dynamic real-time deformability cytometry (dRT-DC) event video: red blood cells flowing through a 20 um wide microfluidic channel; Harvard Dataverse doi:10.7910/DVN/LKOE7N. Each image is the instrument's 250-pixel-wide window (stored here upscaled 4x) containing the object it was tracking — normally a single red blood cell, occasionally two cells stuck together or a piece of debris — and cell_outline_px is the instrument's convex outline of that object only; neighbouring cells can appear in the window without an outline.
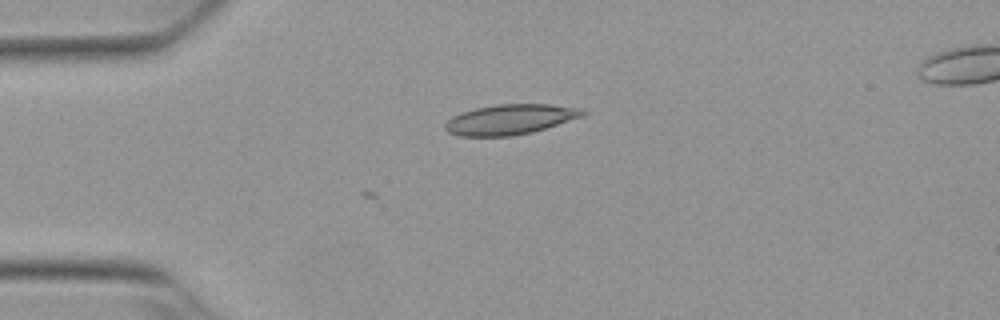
{"species": "Egyptian fruit bat (a non-hibernating species)", "species_latin": "Rousettus aegyptiacus", "temperature_condition": "warm", "stored_images_in_passage": 3, "camera_frame_rate_fps": 3000, "um_per_image_px": 0.085, "animal": {"sex": "female"}, "frame": {"image": 1, "passage_image": 3, "time_ms": 0.667, "image_size_px": [1000, 320], "cell_outline_px": [[588, 112], [584, 116], [532, 132], [512, 136], [460, 136], [448, 132], [444, 128], [444, 124], [452, 116], [476, 108], [496, 104], [548, 104], [580, 108]], "centroid_in_image_um": [43.37, 10.15], "position_along_channel_um": 41.6, "area_um2": 24.1}}